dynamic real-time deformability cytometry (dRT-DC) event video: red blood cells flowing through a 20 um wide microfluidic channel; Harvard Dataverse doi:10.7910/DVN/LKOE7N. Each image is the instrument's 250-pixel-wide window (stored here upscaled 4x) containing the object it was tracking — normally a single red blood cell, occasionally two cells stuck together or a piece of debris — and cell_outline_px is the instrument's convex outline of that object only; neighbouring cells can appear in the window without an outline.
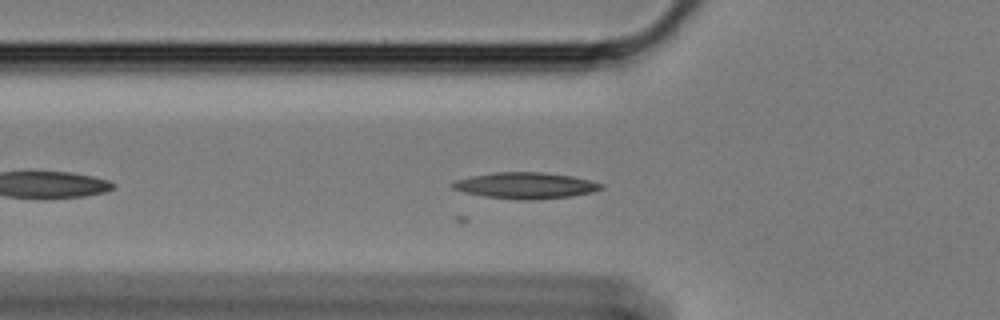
{"species": "Egyptian fruit bat (a non-hibernating species)", "species_latin": "Rousettus aegyptiacus", "temperature_condition": "cold", "stored_images_in_passage": 27, "camera_frame_rate_fps": 3000, "um_per_image_px": 0.085, "animal": {"sex": "female"}, "frame": {"image": 1, "passage_image": 4, "time_ms": 1.0, "image_size_px": [1000, 320], "cell_outline_px": [[604, 188], [592, 192], [572, 196], [536, 200], [516, 200], [484, 196], [464, 192], [452, 188], [452, 184], [456, 180], [472, 176], [492, 172], [544, 172], [572, 176], [604, 184]], "centroid_in_image_um": [44.69, 15.77], "position_along_channel_um": 81.1, "area_um2": 22.77}}
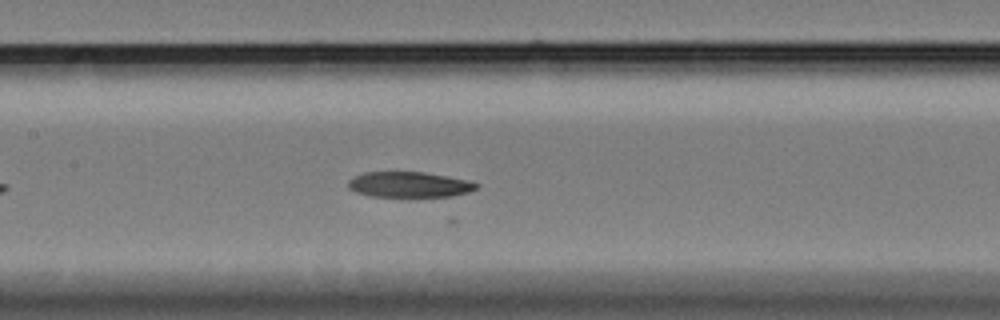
{"frame": {"image": 2, "passage_image": 12, "time_ms": 3.667, "image_size_px": [1000, 320], "cell_outline_px": [[480, 184], [476, 188], [468, 192], [452, 196], [372, 196], [356, 192], [348, 188], [348, 180], [364, 172], [424, 172], [468, 180]], "centroid_in_image_um": [34.78, 15.68], "position_along_channel_um": 172.6, "area_um2": 18.84}}
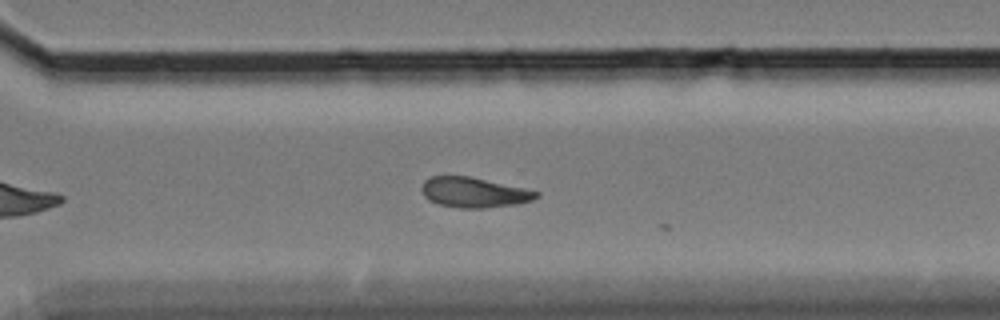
{"frame": {"image": 3, "passage_image": 26, "time_ms": 8.333, "image_size_px": [1000, 320], "cell_outline_px": [[540, 196], [532, 200], [516, 204], [484, 208], [460, 208], [436, 204], [428, 200], [424, 196], [420, 188], [424, 180], [428, 176], [468, 176], [524, 188], [540, 192]], "centroid_in_image_um": [40.24, 16.36], "position_along_channel_um": 330.4, "area_um2": 20.23}}